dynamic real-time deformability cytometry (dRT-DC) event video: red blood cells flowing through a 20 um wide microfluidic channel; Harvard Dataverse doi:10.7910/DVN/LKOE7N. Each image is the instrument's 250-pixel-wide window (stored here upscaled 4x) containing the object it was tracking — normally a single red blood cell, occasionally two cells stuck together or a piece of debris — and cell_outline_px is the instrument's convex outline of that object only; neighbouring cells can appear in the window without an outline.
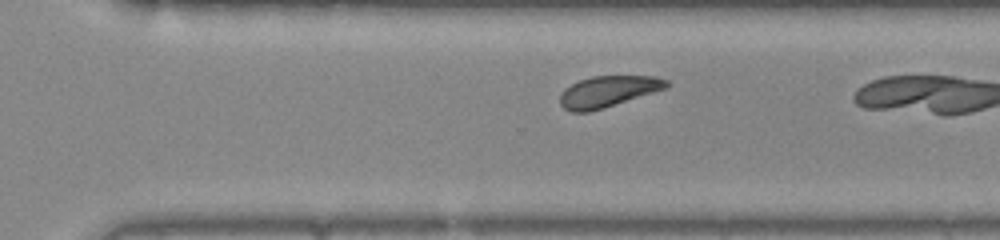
{"species": "common noctule bat (a hibernating species)", "species_latin": "Nyctalus noctula", "temperature_condition": "warm", "stored_images_in_passage": 25, "camera_frame_rate_fps": 3000, "um_per_image_px": 0.085, "animal": {"sex": "female", "body_mass_g": 22.0, "forearm_length_mm": 56.7}, "frame": {"image": 1, "passage_image": 22, "time_ms": 7.0, "image_size_px": [1000, 240], "cell_outline_px": [[668, 88], [604, 108], [588, 112], [572, 112], [564, 108], [560, 104], [560, 92], [564, 88], [580, 80], [592, 76], [656, 76], [668, 80]], "centroid_in_image_um": [51.68, 7.78], "position_along_channel_um": 318.9, "area_um2": 19.42}}